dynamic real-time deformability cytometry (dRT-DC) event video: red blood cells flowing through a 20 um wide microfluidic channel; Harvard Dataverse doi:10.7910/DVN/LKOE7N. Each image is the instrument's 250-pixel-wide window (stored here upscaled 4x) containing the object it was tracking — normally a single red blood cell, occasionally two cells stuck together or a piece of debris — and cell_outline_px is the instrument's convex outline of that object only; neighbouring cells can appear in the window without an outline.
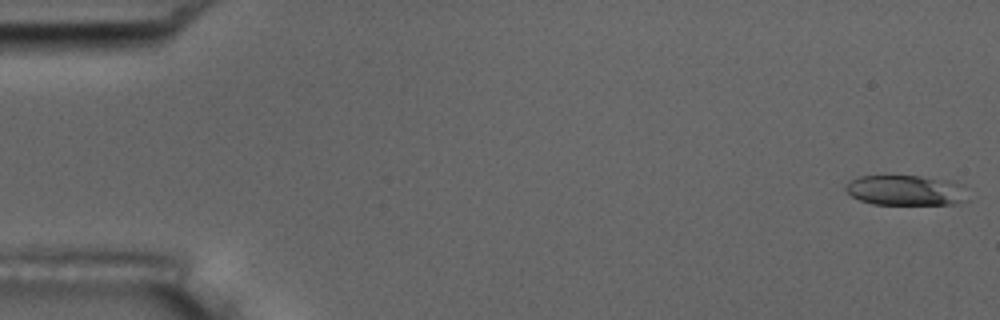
{"species": "common noctule bat (a hibernating species)", "species_latin": "Nyctalus noctula", "temperature_condition": "room temperature", "stored_images_in_passage": 6, "camera_frame_rate_fps": 3000, "um_per_image_px": 0.085, "animal": {"sex": "male", "body_mass_g": 17.5, "forearm_length_mm": 52.3}, "frame": {"image": 1, "passage_image": 1, "time_ms": 0.0, "image_size_px": [1000, 320], "cell_outline_px": [[968, 200], [956, 204], [872, 204], [860, 200], [852, 196], [844, 188], [852, 180], [860, 176], [920, 176], [952, 180], [964, 184]], "centroid_in_image_um": [77.08, 16.17], "position_along_channel_um": 7.9, "area_um2": 21.68}}
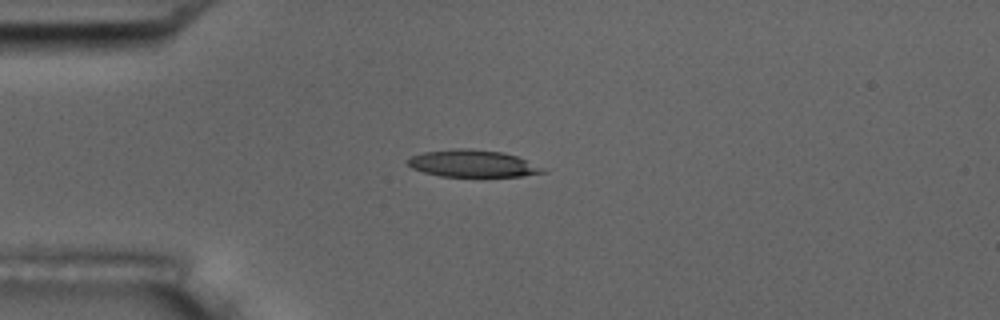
{"frame": {"image": 2, "passage_image": 4, "time_ms": 4.333, "image_size_px": [1000, 320], "cell_outline_px": [[548, 172], [524, 176], [440, 176], [424, 172], [412, 168], [408, 164], [408, 160], [412, 156], [424, 152], [460, 148], [468, 148], [500, 152], [516, 156], [544, 168]], "centroid_in_image_um": [40.19, 13.9], "position_along_channel_um": 44.8, "area_um2": 20.98}}